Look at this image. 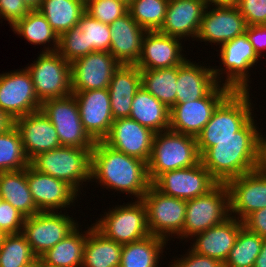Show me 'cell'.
Listing matches in <instances>:
<instances>
[{"instance_id":"cell-45","label":"cell","mask_w":266,"mask_h":267,"mask_svg":"<svg viewBox=\"0 0 266 267\" xmlns=\"http://www.w3.org/2000/svg\"><path fill=\"white\" fill-rule=\"evenodd\" d=\"M237 7L247 26L266 24V0H240Z\"/></svg>"},{"instance_id":"cell-2","label":"cell","mask_w":266,"mask_h":267,"mask_svg":"<svg viewBox=\"0 0 266 267\" xmlns=\"http://www.w3.org/2000/svg\"><path fill=\"white\" fill-rule=\"evenodd\" d=\"M141 200L151 182L147 163L117 151L103 141H96L91 151V182Z\"/></svg>"},{"instance_id":"cell-18","label":"cell","mask_w":266,"mask_h":267,"mask_svg":"<svg viewBox=\"0 0 266 267\" xmlns=\"http://www.w3.org/2000/svg\"><path fill=\"white\" fill-rule=\"evenodd\" d=\"M72 94L77 101L84 130L95 142L102 141L114 121L108 88L72 91Z\"/></svg>"},{"instance_id":"cell-29","label":"cell","mask_w":266,"mask_h":267,"mask_svg":"<svg viewBox=\"0 0 266 267\" xmlns=\"http://www.w3.org/2000/svg\"><path fill=\"white\" fill-rule=\"evenodd\" d=\"M129 118L158 133L169 130L170 109L141 86L132 100Z\"/></svg>"},{"instance_id":"cell-55","label":"cell","mask_w":266,"mask_h":267,"mask_svg":"<svg viewBox=\"0 0 266 267\" xmlns=\"http://www.w3.org/2000/svg\"><path fill=\"white\" fill-rule=\"evenodd\" d=\"M23 267H41L40 261L38 260L37 262H33L30 265H25Z\"/></svg>"},{"instance_id":"cell-21","label":"cell","mask_w":266,"mask_h":267,"mask_svg":"<svg viewBox=\"0 0 266 267\" xmlns=\"http://www.w3.org/2000/svg\"><path fill=\"white\" fill-rule=\"evenodd\" d=\"M27 181L35 205L40 212L65 210L75 203L79 195L68 183L40 173L30 165L27 167Z\"/></svg>"},{"instance_id":"cell-9","label":"cell","mask_w":266,"mask_h":267,"mask_svg":"<svg viewBox=\"0 0 266 267\" xmlns=\"http://www.w3.org/2000/svg\"><path fill=\"white\" fill-rule=\"evenodd\" d=\"M219 48V58L224 67L212 68L215 79L220 85H224L232 91H250L249 71L259 61V57L246 34L227 41ZM222 74H226V78ZM221 77L226 79L224 83H222Z\"/></svg>"},{"instance_id":"cell-25","label":"cell","mask_w":266,"mask_h":267,"mask_svg":"<svg viewBox=\"0 0 266 267\" xmlns=\"http://www.w3.org/2000/svg\"><path fill=\"white\" fill-rule=\"evenodd\" d=\"M111 39L109 52L121 65H136L147 32L127 12L109 24Z\"/></svg>"},{"instance_id":"cell-48","label":"cell","mask_w":266,"mask_h":267,"mask_svg":"<svg viewBox=\"0 0 266 267\" xmlns=\"http://www.w3.org/2000/svg\"><path fill=\"white\" fill-rule=\"evenodd\" d=\"M245 34L257 56H264L262 52H264V50L266 51V24L249 25L246 28Z\"/></svg>"},{"instance_id":"cell-28","label":"cell","mask_w":266,"mask_h":267,"mask_svg":"<svg viewBox=\"0 0 266 267\" xmlns=\"http://www.w3.org/2000/svg\"><path fill=\"white\" fill-rule=\"evenodd\" d=\"M142 86L140 69L136 65H120L108 86L113 119L129 117L134 95Z\"/></svg>"},{"instance_id":"cell-51","label":"cell","mask_w":266,"mask_h":267,"mask_svg":"<svg viewBox=\"0 0 266 267\" xmlns=\"http://www.w3.org/2000/svg\"><path fill=\"white\" fill-rule=\"evenodd\" d=\"M253 267H266V237L263 238L261 251L257 256Z\"/></svg>"},{"instance_id":"cell-19","label":"cell","mask_w":266,"mask_h":267,"mask_svg":"<svg viewBox=\"0 0 266 267\" xmlns=\"http://www.w3.org/2000/svg\"><path fill=\"white\" fill-rule=\"evenodd\" d=\"M211 8L213 9L211 10ZM246 28L245 18L240 14L237 6L214 7L212 5L211 7L207 5L196 39L221 46L227 41L245 34Z\"/></svg>"},{"instance_id":"cell-50","label":"cell","mask_w":266,"mask_h":267,"mask_svg":"<svg viewBox=\"0 0 266 267\" xmlns=\"http://www.w3.org/2000/svg\"><path fill=\"white\" fill-rule=\"evenodd\" d=\"M260 137L259 166L258 168L266 173V138Z\"/></svg>"},{"instance_id":"cell-33","label":"cell","mask_w":266,"mask_h":267,"mask_svg":"<svg viewBox=\"0 0 266 267\" xmlns=\"http://www.w3.org/2000/svg\"><path fill=\"white\" fill-rule=\"evenodd\" d=\"M14 33L22 36L34 45L51 43L41 52H55L59 46V36L52 29L47 19L39 10H31L24 18L19 19L12 27ZM51 46V47H49Z\"/></svg>"},{"instance_id":"cell-40","label":"cell","mask_w":266,"mask_h":267,"mask_svg":"<svg viewBox=\"0 0 266 267\" xmlns=\"http://www.w3.org/2000/svg\"><path fill=\"white\" fill-rule=\"evenodd\" d=\"M169 0H132L128 4L131 17L146 31H159L165 20Z\"/></svg>"},{"instance_id":"cell-36","label":"cell","mask_w":266,"mask_h":267,"mask_svg":"<svg viewBox=\"0 0 266 267\" xmlns=\"http://www.w3.org/2000/svg\"><path fill=\"white\" fill-rule=\"evenodd\" d=\"M142 86L171 109L176 102L178 66L163 69H140Z\"/></svg>"},{"instance_id":"cell-10","label":"cell","mask_w":266,"mask_h":267,"mask_svg":"<svg viewBox=\"0 0 266 267\" xmlns=\"http://www.w3.org/2000/svg\"><path fill=\"white\" fill-rule=\"evenodd\" d=\"M26 68L41 103L72 94L70 63L57 51L40 52L37 60Z\"/></svg>"},{"instance_id":"cell-42","label":"cell","mask_w":266,"mask_h":267,"mask_svg":"<svg viewBox=\"0 0 266 267\" xmlns=\"http://www.w3.org/2000/svg\"><path fill=\"white\" fill-rule=\"evenodd\" d=\"M57 52L69 63L89 54V47H86L84 33L81 32L77 25L59 36Z\"/></svg>"},{"instance_id":"cell-43","label":"cell","mask_w":266,"mask_h":267,"mask_svg":"<svg viewBox=\"0 0 266 267\" xmlns=\"http://www.w3.org/2000/svg\"><path fill=\"white\" fill-rule=\"evenodd\" d=\"M85 12L98 21L112 24L128 12V4L122 0H94L85 6Z\"/></svg>"},{"instance_id":"cell-20","label":"cell","mask_w":266,"mask_h":267,"mask_svg":"<svg viewBox=\"0 0 266 267\" xmlns=\"http://www.w3.org/2000/svg\"><path fill=\"white\" fill-rule=\"evenodd\" d=\"M155 133L126 117L115 119L102 140L109 147L148 163Z\"/></svg>"},{"instance_id":"cell-1","label":"cell","mask_w":266,"mask_h":267,"mask_svg":"<svg viewBox=\"0 0 266 267\" xmlns=\"http://www.w3.org/2000/svg\"><path fill=\"white\" fill-rule=\"evenodd\" d=\"M256 125L252 117L236 136L217 141L200 156L202 165L219 183L258 169L261 130Z\"/></svg>"},{"instance_id":"cell-8","label":"cell","mask_w":266,"mask_h":267,"mask_svg":"<svg viewBox=\"0 0 266 267\" xmlns=\"http://www.w3.org/2000/svg\"><path fill=\"white\" fill-rule=\"evenodd\" d=\"M94 225L102 234L125 245L150 235L147 226L146 207L141 200L118 205L108 210Z\"/></svg>"},{"instance_id":"cell-13","label":"cell","mask_w":266,"mask_h":267,"mask_svg":"<svg viewBox=\"0 0 266 267\" xmlns=\"http://www.w3.org/2000/svg\"><path fill=\"white\" fill-rule=\"evenodd\" d=\"M78 225L72 216L63 214L61 210L59 213L58 211H45L26 217L22 233L34 254L39 258Z\"/></svg>"},{"instance_id":"cell-31","label":"cell","mask_w":266,"mask_h":267,"mask_svg":"<svg viewBox=\"0 0 266 267\" xmlns=\"http://www.w3.org/2000/svg\"><path fill=\"white\" fill-rule=\"evenodd\" d=\"M0 198L10 203L25 217L40 212L33 200L27 181V168L0 172Z\"/></svg>"},{"instance_id":"cell-12","label":"cell","mask_w":266,"mask_h":267,"mask_svg":"<svg viewBox=\"0 0 266 267\" xmlns=\"http://www.w3.org/2000/svg\"><path fill=\"white\" fill-rule=\"evenodd\" d=\"M232 92L224 85L218 84L207 96L175 104L170 109L169 130L197 137L217 106Z\"/></svg>"},{"instance_id":"cell-54","label":"cell","mask_w":266,"mask_h":267,"mask_svg":"<svg viewBox=\"0 0 266 267\" xmlns=\"http://www.w3.org/2000/svg\"><path fill=\"white\" fill-rule=\"evenodd\" d=\"M30 10H38L42 0H23Z\"/></svg>"},{"instance_id":"cell-44","label":"cell","mask_w":266,"mask_h":267,"mask_svg":"<svg viewBox=\"0 0 266 267\" xmlns=\"http://www.w3.org/2000/svg\"><path fill=\"white\" fill-rule=\"evenodd\" d=\"M25 218L20 211L0 198V230L3 233L15 234L22 232Z\"/></svg>"},{"instance_id":"cell-41","label":"cell","mask_w":266,"mask_h":267,"mask_svg":"<svg viewBox=\"0 0 266 267\" xmlns=\"http://www.w3.org/2000/svg\"><path fill=\"white\" fill-rule=\"evenodd\" d=\"M77 26L84 33L89 53L94 51L109 52L111 39L109 24L98 21L85 12Z\"/></svg>"},{"instance_id":"cell-35","label":"cell","mask_w":266,"mask_h":267,"mask_svg":"<svg viewBox=\"0 0 266 267\" xmlns=\"http://www.w3.org/2000/svg\"><path fill=\"white\" fill-rule=\"evenodd\" d=\"M38 10L60 36L77 25L85 13V5L81 0H42Z\"/></svg>"},{"instance_id":"cell-14","label":"cell","mask_w":266,"mask_h":267,"mask_svg":"<svg viewBox=\"0 0 266 267\" xmlns=\"http://www.w3.org/2000/svg\"><path fill=\"white\" fill-rule=\"evenodd\" d=\"M39 101L32 77L25 69L0 74V109L12 121L29 113L39 111Z\"/></svg>"},{"instance_id":"cell-58","label":"cell","mask_w":266,"mask_h":267,"mask_svg":"<svg viewBox=\"0 0 266 267\" xmlns=\"http://www.w3.org/2000/svg\"><path fill=\"white\" fill-rule=\"evenodd\" d=\"M124 1L126 4H129L132 0H122Z\"/></svg>"},{"instance_id":"cell-49","label":"cell","mask_w":266,"mask_h":267,"mask_svg":"<svg viewBox=\"0 0 266 267\" xmlns=\"http://www.w3.org/2000/svg\"><path fill=\"white\" fill-rule=\"evenodd\" d=\"M243 226L262 238L266 237V207L254 211L243 220Z\"/></svg>"},{"instance_id":"cell-52","label":"cell","mask_w":266,"mask_h":267,"mask_svg":"<svg viewBox=\"0 0 266 267\" xmlns=\"http://www.w3.org/2000/svg\"><path fill=\"white\" fill-rule=\"evenodd\" d=\"M14 124V121L10 119V117L0 109V133L6 131Z\"/></svg>"},{"instance_id":"cell-32","label":"cell","mask_w":266,"mask_h":267,"mask_svg":"<svg viewBox=\"0 0 266 267\" xmlns=\"http://www.w3.org/2000/svg\"><path fill=\"white\" fill-rule=\"evenodd\" d=\"M122 247L91 225L88 228L82 267H119Z\"/></svg>"},{"instance_id":"cell-5","label":"cell","mask_w":266,"mask_h":267,"mask_svg":"<svg viewBox=\"0 0 266 267\" xmlns=\"http://www.w3.org/2000/svg\"><path fill=\"white\" fill-rule=\"evenodd\" d=\"M91 151L73 146H60L42 152L30 160L36 171L71 185L78 193L84 183L91 181Z\"/></svg>"},{"instance_id":"cell-26","label":"cell","mask_w":266,"mask_h":267,"mask_svg":"<svg viewBox=\"0 0 266 267\" xmlns=\"http://www.w3.org/2000/svg\"><path fill=\"white\" fill-rule=\"evenodd\" d=\"M243 227V221L230 216L222 223L193 236L196 238H193L195 242L190 249L224 264Z\"/></svg>"},{"instance_id":"cell-16","label":"cell","mask_w":266,"mask_h":267,"mask_svg":"<svg viewBox=\"0 0 266 267\" xmlns=\"http://www.w3.org/2000/svg\"><path fill=\"white\" fill-rule=\"evenodd\" d=\"M120 63L110 52L94 51L70 63L71 90L87 91L108 88Z\"/></svg>"},{"instance_id":"cell-46","label":"cell","mask_w":266,"mask_h":267,"mask_svg":"<svg viewBox=\"0 0 266 267\" xmlns=\"http://www.w3.org/2000/svg\"><path fill=\"white\" fill-rule=\"evenodd\" d=\"M180 256L181 258H176L174 262H170L173 264L169 267H224V264L219 260L193 252L190 248L187 250V254Z\"/></svg>"},{"instance_id":"cell-3","label":"cell","mask_w":266,"mask_h":267,"mask_svg":"<svg viewBox=\"0 0 266 267\" xmlns=\"http://www.w3.org/2000/svg\"><path fill=\"white\" fill-rule=\"evenodd\" d=\"M250 91H232L214 110L211 119L197 135L200 156L219 140L232 138L253 116Z\"/></svg>"},{"instance_id":"cell-22","label":"cell","mask_w":266,"mask_h":267,"mask_svg":"<svg viewBox=\"0 0 266 267\" xmlns=\"http://www.w3.org/2000/svg\"><path fill=\"white\" fill-rule=\"evenodd\" d=\"M181 40L159 31H147L136 66L139 69H163L183 64L187 58L183 57Z\"/></svg>"},{"instance_id":"cell-53","label":"cell","mask_w":266,"mask_h":267,"mask_svg":"<svg viewBox=\"0 0 266 267\" xmlns=\"http://www.w3.org/2000/svg\"><path fill=\"white\" fill-rule=\"evenodd\" d=\"M240 0H206L207 5L214 6H237Z\"/></svg>"},{"instance_id":"cell-6","label":"cell","mask_w":266,"mask_h":267,"mask_svg":"<svg viewBox=\"0 0 266 267\" xmlns=\"http://www.w3.org/2000/svg\"><path fill=\"white\" fill-rule=\"evenodd\" d=\"M230 216L228 186L226 183H218L208 193L186 201L182 239L202 233Z\"/></svg>"},{"instance_id":"cell-17","label":"cell","mask_w":266,"mask_h":267,"mask_svg":"<svg viewBox=\"0 0 266 267\" xmlns=\"http://www.w3.org/2000/svg\"><path fill=\"white\" fill-rule=\"evenodd\" d=\"M226 184L230 194V215L234 218L243 221L254 211L266 207V173L259 168L232 178Z\"/></svg>"},{"instance_id":"cell-7","label":"cell","mask_w":266,"mask_h":267,"mask_svg":"<svg viewBox=\"0 0 266 267\" xmlns=\"http://www.w3.org/2000/svg\"><path fill=\"white\" fill-rule=\"evenodd\" d=\"M141 201L146 207L147 226L150 235L163 238L166 241L176 235L182 239L186 217V200L165 195L151 184Z\"/></svg>"},{"instance_id":"cell-24","label":"cell","mask_w":266,"mask_h":267,"mask_svg":"<svg viewBox=\"0 0 266 267\" xmlns=\"http://www.w3.org/2000/svg\"><path fill=\"white\" fill-rule=\"evenodd\" d=\"M206 0H169L165 20L159 32L180 39L196 38Z\"/></svg>"},{"instance_id":"cell-11","label":"cell","mask_w":266,"mask_h":267,"mask_svg":"<svg viewBox=\"0 0 266 267\" xmlns=\"http://www.w3.org/2000/svg\"><path fill=\"white\" fill-rule=\"evenodd\" d=\"M40 110L56 128L61 146L93 149L95 141L83 128L73 94L45 100L41 103Z\"/></svg>"},{"instance_id":"cell-38","label":"cell","mask_w":266,"mask_h":267,"mask_svg":"<svg viewBox=\"0 0 266 267\" xmlns=\"http://www.w3.org/2000/svg\"><path fill=\"white\" fill-rule=\"evenodd\" d=\"M263 244V238L243 227L230 250L224 267H253Z\"/></svg>"},{"instance_id":"cell-27","label":"cell","mask_w":266,"mask_h":267,"mask_svg":"<svg viewBox=\"0 0 266 267\" xmlns=\"http://www.w3.org/2000/svg\"><path fill=\"white\" fill-rule=\"evenodd\" d=\"M198 64L188 59L178 65L175 104L203 98L219 84L214 77L212 66Z\"/></svg>"},{"instance_id":"cell-23","label":"cell","mask_w":266,"mask_h":267,"mask_svg":"<svg viewBox=\"0 0 266 267\" xmlns=\"http://www.w3.org/2000/svg\"><path fill=\"white\" fill-rule=\"evenodd\" d=\"M14 125L20 132L29 160L39 153L60 147L56 128L41 110L17 118Z\"/></svg>"},{"instance_id":"cell-30","label":"cell","mask_w":266,"mask_h":267,"mask_svg":"<svg viewBox=\"0 0 266 267\" xmlns=\"http://www.w3.org/2000/svg\"><path fill=\"white\" fill-rule=\"evenodd\" d=\"M88 230L80 232L79 226L38 259L41 267H82Z\"/></svg>"},{"instance_id":"cell-57","label":"cell","mask_w":266,"mask_h":267,"mask_svg":"<svg viewBox=\"0 0 266 267\" xmlns=\"http://www.w3.org/2000/svg\"><path fill=\"white\" fill-rule=\"evenodd\" d=\"M91 1L94 0H81V2L86 6L87 4H89Z\"/></svg>"},{"instance_id":"cell-37","label":"cell","mask_w":266,"mask_h":267,"mask_svg":"<svg viewBox=\"0 0 266 267\" xmlns=\"http://www.w3.org/2000/svg\"><path fill=\"white\" fill-rule=\"evenodd\" d=\"M29 165L20 132L13 124L0 133V172L22 170Z\"/></svg>"},{"instance_id":"cell-15","label":"cell","mask_w":266,"mask_h":267,"mask_svg":"<svg viewBox=\"0 0 266 267\" xmlns=\"http://www.w3.org/2000/svg\"><path fill=\"white\" fill-rule=\"evenodd\" d=\"M218 183L200 162L189 168L166 171L151 184L165 195L187 201L208 193Z\"/></svg>"},{"instance_id":"cell-34","label":"cell","mask_w":266,"mask_h":267,"mask_svg":"<svg viewBox=\"0 0 266 267\" xmlns=\"http://www.w3.org/2000/svg\"><path fill=\"white\" fill-rule=\"evenodd\" d=\"M166 240L149 235L122 247L119 267H158Z\"/></svg>"},{"instance_id":"cell-4","label":"cell","mask_w":266,"mask_h":267,"mask_svg":"<svg viewBox=\"0 0 266 267\" xmlns=\"http://www.w3.org/2000/svg\"><path fill=\"white\" fill-rule=\"evenodd\" d=\"M200 163L196 137L171 130L155 133L147 171L152 183L160 174Z\"/></svg>"},{"instance_id":"cell-56","label":"cell","mask_w":266,"mask_h":267,"mask_svg":"<svg viewBox=\"0 0 266 267\" xmlns=\"http://www.w3.org/2000/svg\"><path fill=\"white\" fill-rule=\"evenodd\" d=\"M5 236H6V234L3 233V232L0 230V246H1L2 243H3V240H4Z\"/></svg>"},{"instance_id":"cell-47","label":"cell","mask_w":266,"mask_h":267,"mask_svg":"<svg viewBox=\"0 0 266 267\" xmlns=\"http://www.w3.org/2000/svg\"><path fill=\"white\" fill-rule=\"evenodd\" d=\"M30 11L23 0H0V19L3 17L11 27Z\"/></svg>"},{"instance_id":"cell-39","label":"cell","mask_w":266,"mask_h":267,"mask_svg":"<svg viewBox=\"0 0 266 267\" xmlns=\"http://www.w3.org/2000/svg\"><path fill=\"white\" fill-rule=\"evenodd\" d=\"M38 260L22 232L6 234L0 246V267H23Z\"/></svg>"}]
</instances>
